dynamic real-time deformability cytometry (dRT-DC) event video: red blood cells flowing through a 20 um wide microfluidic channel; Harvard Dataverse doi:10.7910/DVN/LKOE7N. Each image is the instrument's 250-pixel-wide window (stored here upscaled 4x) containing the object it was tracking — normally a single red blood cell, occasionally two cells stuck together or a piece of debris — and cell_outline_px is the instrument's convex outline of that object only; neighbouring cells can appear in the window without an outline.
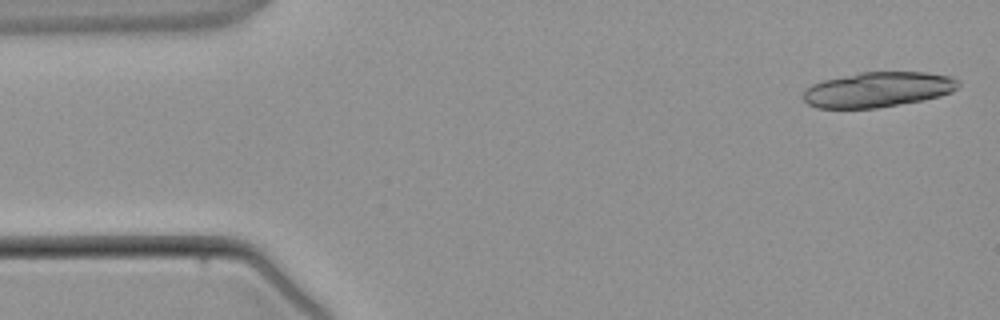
{"species": "common noctule bat (a hibernating species)", "species_latin": "Nyctalus noctula", "temperature_condition": "warm", "stored_images_in_passage": 5, "camera_frame_rate_fps": 3000, "um_per_image_px": 0.085, "animal": {"sex": "male", "body_mass_g": 21.5, "forearm_length_mm": 52.0}, "frame": {"image": 1, "passage_image": 1, "time_ms": 0.0, "image_size_px": [1000, 320], "cell_outline_px": [[960, 84], [952, 92], [940, 96], [920, 100], [876, 108], [816, 108], [808, 104], [800, 96], [804, 88], [812, 84], [824, 80], [860, 72], [924, 72], [952, 76], [960, 80]], "centroid_in_image_um": [74.59, 7.61], "position_along_channel_um": 10.4, "area_um2": 31.91}}
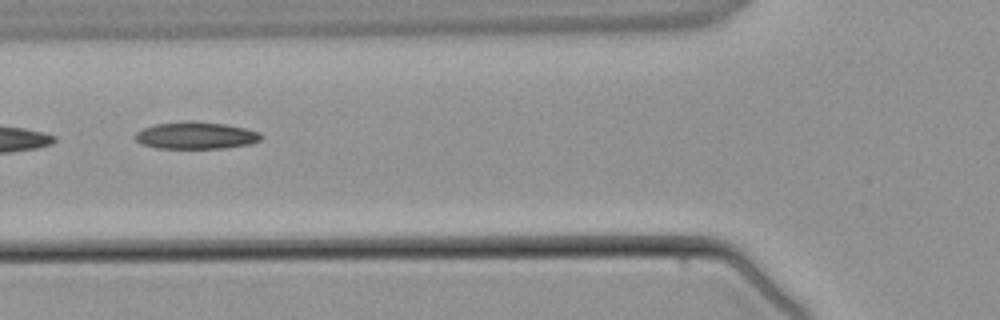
{"frame": {"image": 2, "passage_image": 5, "time_ms": 4.667, "image_size_px": [1000, 320], "cell_outline_px": [[260, 140], [252, 144], [224, 148], [156, 148], [144, 144], [136, 140], [136, 132], [144, 128], [156, 124], [188, 120], [192, 120], [224, 124], [244, 128], [260, 132]], "centroid_in_image_um": [16.67, 11.51], "position_along_channel_um": 109.1, "area_um2": 19.77}}